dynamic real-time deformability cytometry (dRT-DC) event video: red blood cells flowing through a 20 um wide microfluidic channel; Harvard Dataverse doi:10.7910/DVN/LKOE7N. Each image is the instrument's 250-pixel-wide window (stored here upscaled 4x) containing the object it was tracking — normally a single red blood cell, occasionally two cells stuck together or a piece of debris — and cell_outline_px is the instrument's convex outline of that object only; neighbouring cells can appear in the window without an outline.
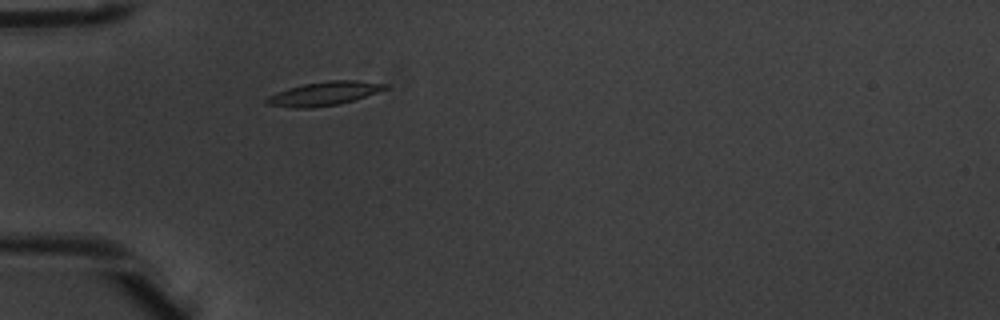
{"species": "common noctule bat (a hibernating species)", "species_latin": "Nyctalus noctula", "temperature_condition": "warm", "stored_images_in_passage": 2, "camera_frame_rate_fps": 3000, "um_per_image_px": 0.085, "animal": {"sex": "male", "body_mass_g": 20.1, "forearm_length_mm": 53.5}, "frame": {"image": 1, "passage_image": 2, "time_ms": 0.333, "image_size_px": [1000, 320], "cell_outline_px": [[388, 88], [340, 104], [312, 108], [292, 108], [268, 104], [264, 100], [268, 96], [276, 92], [288, 88], [304, 84], [328, 80], [356, 80], [388, 84]], "centroid_in_image_um": [27.51, 7.95], "position_along_channel_um": 57.5, "area_um2": 16.3}}